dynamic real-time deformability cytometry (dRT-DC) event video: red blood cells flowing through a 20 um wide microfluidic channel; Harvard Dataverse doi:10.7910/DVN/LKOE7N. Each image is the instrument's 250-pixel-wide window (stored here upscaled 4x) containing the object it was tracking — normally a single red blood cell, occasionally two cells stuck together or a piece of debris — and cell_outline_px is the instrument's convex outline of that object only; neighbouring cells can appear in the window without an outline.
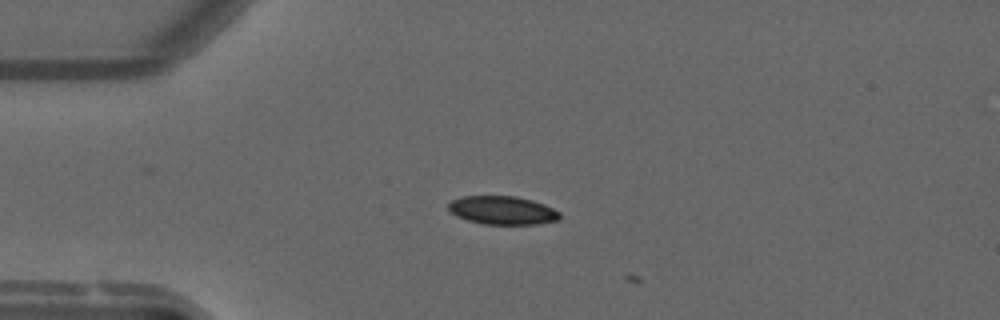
{"species": "common noctule bat (a hibernating species)", "species_latin": "Nyctalus noctula", "temperature_condition": "warm", "stored_images_in_passage": 4, "camera_frame_rate_fps": 3000, "um_per_image_px": 0.085, "animal": {"sex": "male", "forearm_length_mm": 52.5}, "frame": {"image": 1, "passage_image": 3, "time_ms": 0.667, "image_size_px": [1000, 320], "cell_outline_px": [[560, 220], [536, 224], [484, 224], [468, 220], [456, 216], [448, 208], [448, 204], [452, 200], [464, 196], [516, 196], [532, 200], [544, 204], [560, 212]], "centroid_in_image_um": [42.73, 17.87], "position_along_channel_um": 42.3, "area_um2": 18.38}}